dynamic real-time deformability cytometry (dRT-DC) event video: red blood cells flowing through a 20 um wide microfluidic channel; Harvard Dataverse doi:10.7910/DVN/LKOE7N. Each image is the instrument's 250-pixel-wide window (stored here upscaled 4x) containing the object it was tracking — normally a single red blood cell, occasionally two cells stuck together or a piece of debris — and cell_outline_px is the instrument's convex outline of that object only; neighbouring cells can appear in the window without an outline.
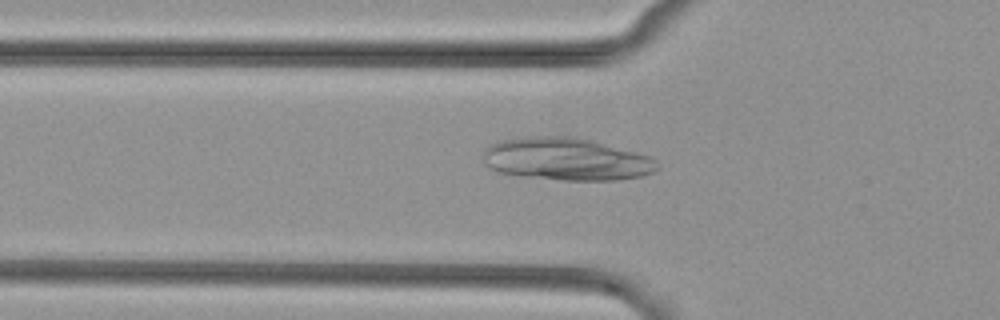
{"species": "common noctule bat (a hibernating species)", "species_latin": "Nyctalus noctula", "temperature_condition": "cold", "stored_images_in_passage": 23, "camera_frame_rate_fps": 3000, "um_per_image_px": 0.085, "animal": {"sex": "female", "body_mass_g": 29.2, "forearm_length_mm": 56.3}, "frame": {"image": 1, "passage_image": 8, "time_ms": 2.333, "image_size_px": [1000, 320], "cell_outline_px": [[660, 168], [652, 172], [640, 176], [616, 180], [560, 180], [520, 176], [500, 172], [488, 168], [484, 160], [484, 148], [488, 144], [500, 140], [528, 136], [568, 136], [588, 140], [648, 156], [656, 160], [660, 164]], "centroid_in_image_um": [48.08, 13.53], "position_along_channel_um": 77.7, "area_um2": 43.0}}
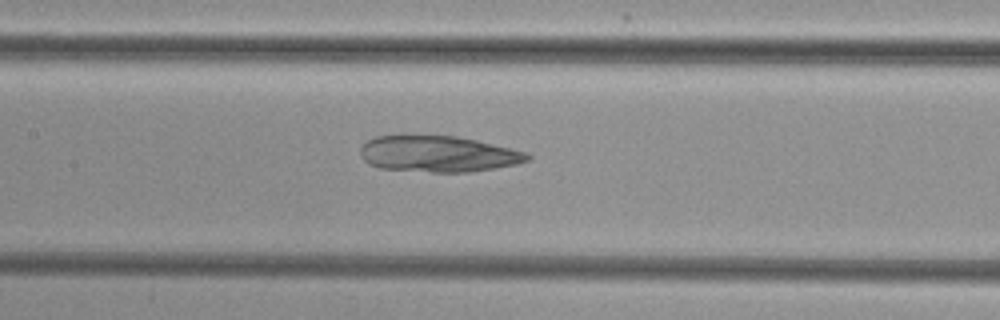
{"frame": {"image": 2, "passage_image": 15, "time_ms": 4.667, "image_size_px": [1000, 320], "cell_outline_px": [[532, 156], [528, 160], [516, 164], [496, 168], [468, 172], [432, 172], [380, 168], [368, 164], [360, 156], [360, 148], [368, 140], [376, 136], [404, 132], [456, 136], [476, 140], [528, 152]], "centroid_in_image_um": [37.18, 13.04], "position_along_channel_um": 170.2, "area_um2": 36.24}}
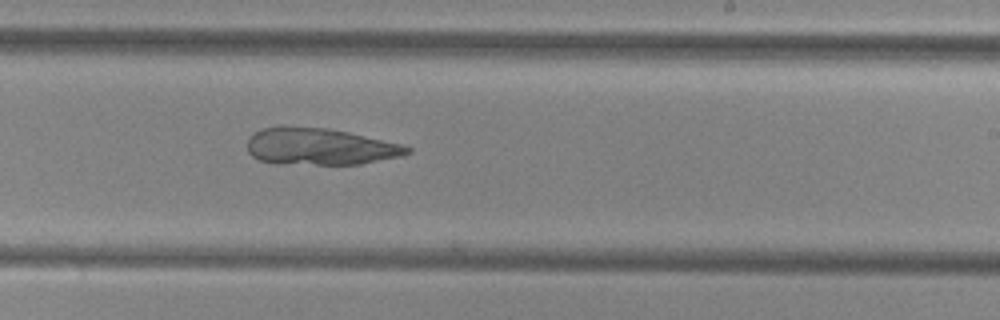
{"frame": {"image": 3, "passage_image": 22, "time_ms": 7.0, "image_size_px": [1000, 320], "cell_outline_px": [[412, 152], [400, 156], [360, 164], [316, 164], [260, 160], [252, 156], [248, 152], [248, 136], [252, 132], [264, 128], [280, 124], [328, 128], [348, 132], [400, 144], [412, 148]], "centroid_in_image_um": [27.16, 12.41], "position_along_channel_um": 261.8, "area_um2": 34.16}}